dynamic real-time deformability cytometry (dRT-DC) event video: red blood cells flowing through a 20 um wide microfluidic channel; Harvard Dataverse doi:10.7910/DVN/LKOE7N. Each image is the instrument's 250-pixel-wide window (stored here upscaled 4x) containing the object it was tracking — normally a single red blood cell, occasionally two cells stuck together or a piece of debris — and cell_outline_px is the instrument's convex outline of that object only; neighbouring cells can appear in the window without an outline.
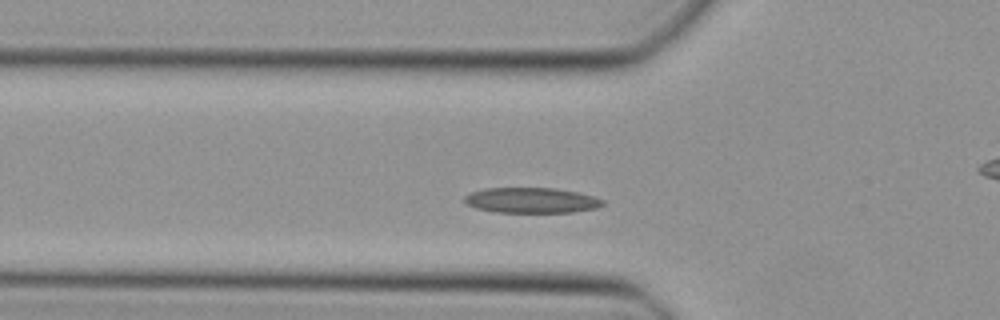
{"species": "Egyptian fruit bat (a non-hibernating species)", "species_latin": "Rousettus aegyptiacus", "temperature_condition": "cold", "stored_images_in_passage": 37, "camera_frame_rate_fps": 3000, "um_per_image_px": 0.085, "animal": {"sex": "female"}, "frame": {"image": 1, "passage_image": 4, "time_ms": 1.0, "image_size_px": [1000, 320], "cell_outline_px": [[604, 204], [596, 208], [572, 212], [496, 212], [476, 208], [468, 204], [464, 200], [464, 196], [472, 192], [484, 188], [556, 188], [576, 192], [592, 196], [604, 200]], "centroid_in_image_um": [45.16, 17.02], "position_along_channel_um": 80.6, "area_um2": 20.29}}
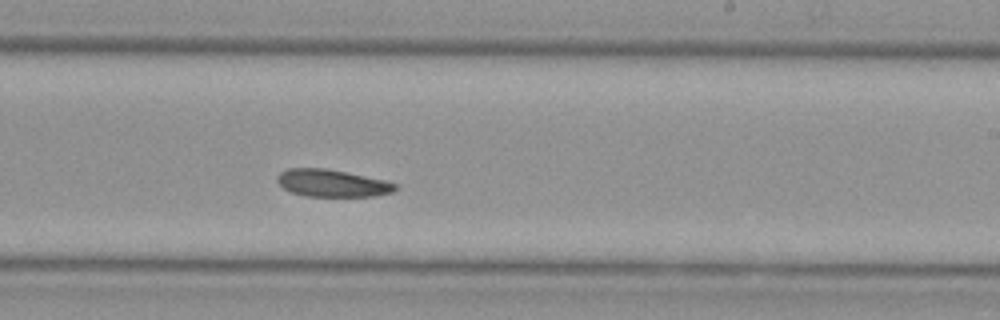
{"frame": {"image": 2, "passage_image": 17, "time_ms": 5.333, "image_size_px": [1000, 320], "cell_outline_px": [[396, 188], [392, 192], [372, 196], [304, 196], [292, 192], [284, 188], [276, 180], [276, 176], [280, 172], [288, 168], [328, 168], [348, 172], [384, 180], [396, 184]], "centroid_in_image_um": [28.19, 15.55], "position_along_channel_um": 260.8, "area_um2": 18.73}}
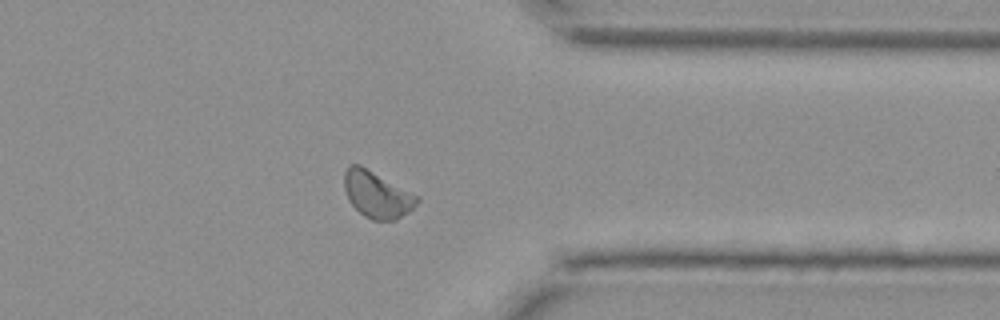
{"frame": {"image": 3, "passage_image": 26, "time_ms": 8.333, "image_size_px": [1000, 320], "cell_outline_px": [[420, 200], [408, 212], [396, 220], [372, 220], [364, 216], [348, 200], [344, 188], [344, 172], [348, 164], [360, 164], [420, 196]], "centroid_in_image_um": [32.04, 16.52], "position_along_channel_um": 379.4, "area_um2": 19.88}}